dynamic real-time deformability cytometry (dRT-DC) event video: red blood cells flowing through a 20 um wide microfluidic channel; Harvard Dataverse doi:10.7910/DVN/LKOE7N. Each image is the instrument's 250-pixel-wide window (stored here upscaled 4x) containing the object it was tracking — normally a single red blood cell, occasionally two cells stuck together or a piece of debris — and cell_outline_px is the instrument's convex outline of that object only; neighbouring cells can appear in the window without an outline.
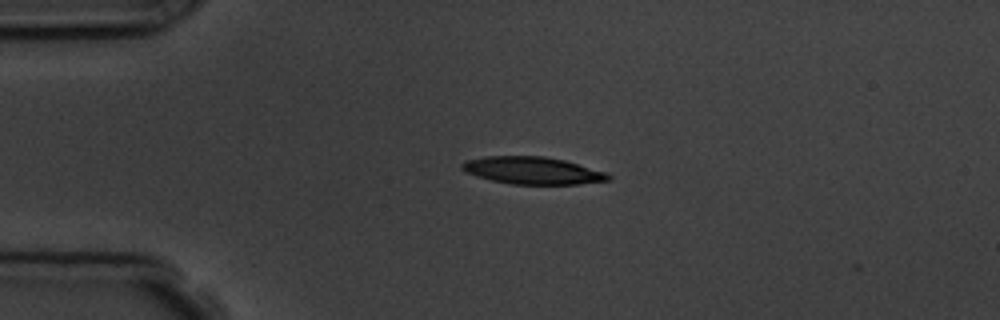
{"species": "common noctule bat (a hibernating species)", "species_latin": "Nyctalus noctula", "temperature_condition": "room temperature", "stored_images_in_passage": 2, "camera_frame_rate_fps": 3000, "um_per_image_px": 0.085, "animal": {"sex": "male", "body_mass_g": 19.5, "forearm_length_mm": 54.6}, "frame": {"image": 1, "passage_image": 1, "time_ms": 0.0, "image_size_px": [1000, 320], "cell_outline_px": [[612, 180], [576, 184], [512, 184], [492, 180], [476, 176], [464, 172], [460, 168], [460, 164], [464, 160], [488, 156], [544, 156], [564, 160], [608, 172], [612, 176]], "centroid_in_image_um": [45.27, 14.49], "position_along_channel_um": 39.7, "area_um2": 23.47}}